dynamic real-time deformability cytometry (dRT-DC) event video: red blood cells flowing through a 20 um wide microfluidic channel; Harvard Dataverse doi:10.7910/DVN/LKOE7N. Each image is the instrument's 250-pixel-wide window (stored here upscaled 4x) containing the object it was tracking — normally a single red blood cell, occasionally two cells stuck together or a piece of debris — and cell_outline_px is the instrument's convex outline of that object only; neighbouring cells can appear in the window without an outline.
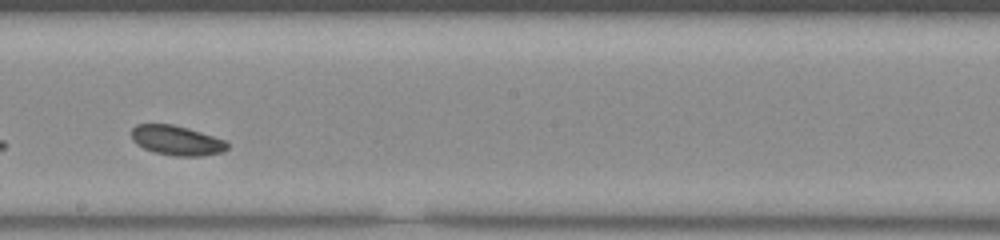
{"species": "common noctule bat (a hibernating species)", "species_latin": "Nyctalus noctula", "temperature_condition": "room temperature", "stored_images_in_passage": 32, "camera_frame_rate_fps": 3000, "um_per_image_px": 0.085, "animal": {"sex": "male", "body_mass_g": 20.0, "forearm_length_mm": 53.3}, "frame": {"image": 1, "passage_image": 19, "time_ms": 6.0, "image_size_px": [1000, 240], "cell_outline_px": [[228, 148], [224, 152], [200, 156], [176, 156], [152, 152], [136, 144], [132, 140], [132, 128], [136, 124], [172, 124], [188, 128], [224, 140], [228, 144]], "centroid_in_image_um": [15.0, 11.94], "position_along_channel_um": 233.2, "area_um2": 16.59}}